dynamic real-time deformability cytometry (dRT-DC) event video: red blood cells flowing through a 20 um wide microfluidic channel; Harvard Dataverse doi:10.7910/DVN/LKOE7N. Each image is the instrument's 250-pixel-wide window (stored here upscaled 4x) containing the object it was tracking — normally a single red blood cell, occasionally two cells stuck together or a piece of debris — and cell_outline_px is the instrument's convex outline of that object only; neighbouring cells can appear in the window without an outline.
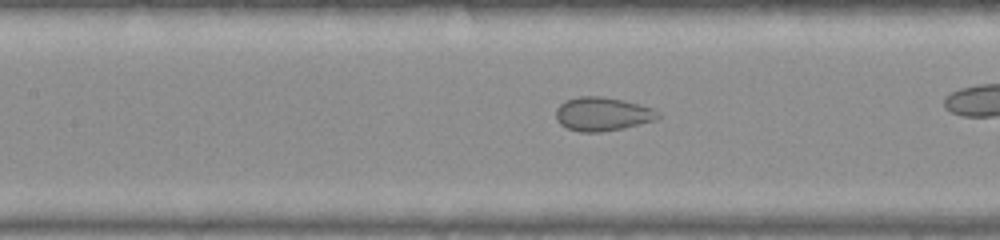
{"species": "common noctule bat (a hibernating species)", "species_latin": "Nyctalus noctula", "temperature_condition": "warm", "stored_images_in_passage": 40, "camera_frame_rate_fps": 3000, "um_per_image_px": 0.085, "animal": {"sex": "female", "body_mass_g": 22.0, "forearm_length_mm": 56.7}, "frame": {"image": 1, "passage_image": 23, "time_ms": 7.333, "image_size_px": [1000, 240], "cell_outline_px": [[660, 116], [656, 120], [624, 128], [600, 132], [580, 132], [568, 128], [560, 124], [556, 120], [556, 108], [564, 100], [580, 96], [600, 96], [620, 100], [652, 108], [660, 112]], "centroid_in_image_um": [51.18, 9.7], "position_along_channel_um": 156.2, "area_um2": 20.0}}